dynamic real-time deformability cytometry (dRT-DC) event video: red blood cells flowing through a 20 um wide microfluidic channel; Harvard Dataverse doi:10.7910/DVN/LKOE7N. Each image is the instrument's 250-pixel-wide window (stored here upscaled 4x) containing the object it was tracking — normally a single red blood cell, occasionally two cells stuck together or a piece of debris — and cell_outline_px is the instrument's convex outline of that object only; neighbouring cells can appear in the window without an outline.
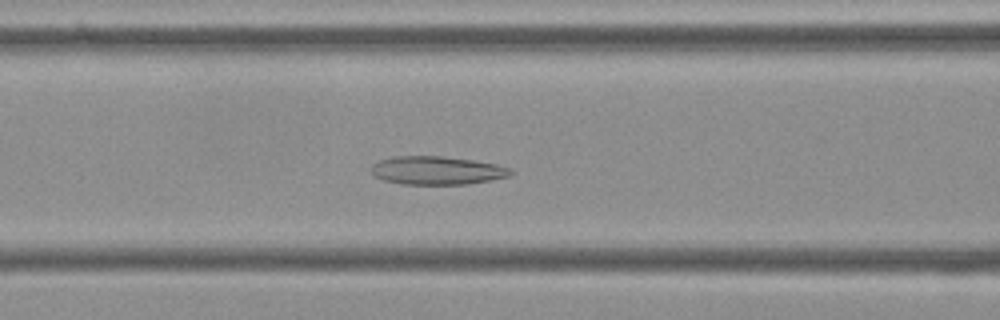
{"species": "Egyptian fruit bat (a non-hibernating species)", "species_latin": "Rousettus aegyptiacus", "temperature_condition": "cold", "stored_images_in_passage": 55, "camera_frame_rate_fps": 3000, "um_per_image_px": 0.085, "frame": {"image": 1, "passage_image": 22, "time_ms": 7.0, "image_size_px": [1000, 320], "cell_outline_px": [[516, 172], [508, 176], [468, 184], [400, 184], [384, 180], [376, 176], [372, 172], [372, 164], [380, 160], [396, 156], [444, 156], [472, 160], [496, 164], [512, 168]], "centroid_in_image_um": [37.17, 14.48], "position_along_channel_um": 129.4, "area_um2": 22.95}}
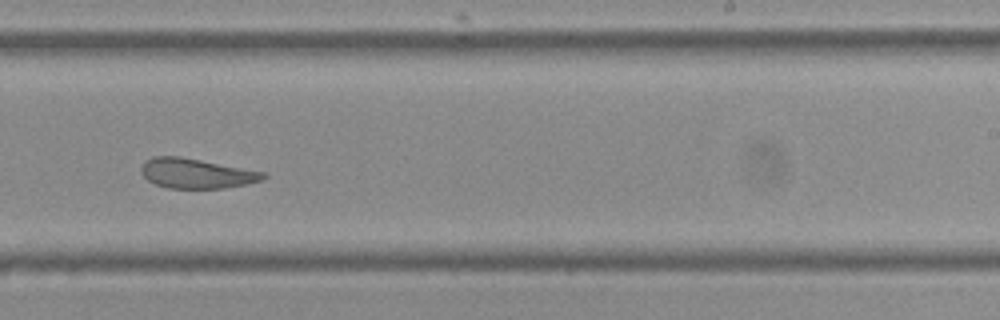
{"frame": {"image": 2, "passage_image": 34, "time_ms": 11.0, "image_size_px": [1000, 320], "cell_outline_px": [[268, 176], [264, 180], [224, 188], [168, 188], [156, 184], [148, 180], [140, 172], [140, 168], [144, 160], [152, 156], [180, 156], [268, 172]], "centroid_in_image_um": [16.71, 14.72], "position_along_channel_um": 272.3, "area_um2": 21.5}}
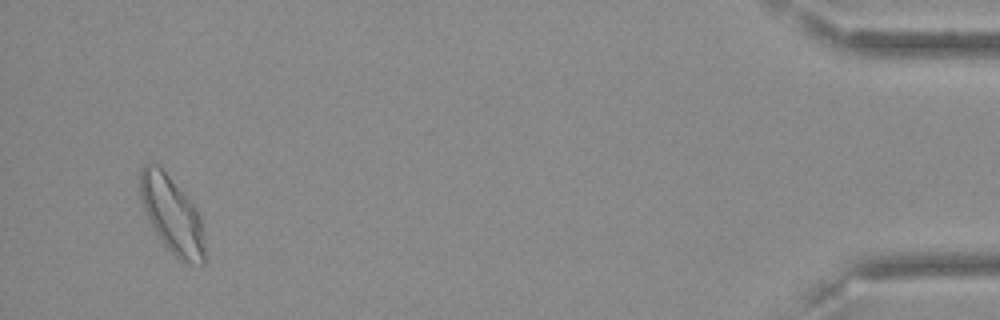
{"frame": {"image": 3, "passage_image": 53, "time_ms": 17.333, "image_size_px": [1000, 320], "cell_outline_px": [[204, 264], [200, 264], [180, 260], [164, 244], [148, 220], [140, 200], [140, 168], [144, 164], [156, 164], [168, 176], [196, 208], [200, 216], [204, 232]], "centroid_in_image_um": [14.61, 18.26], "position_along_channel_um": 420.6, "area_um2": 28.38}, "authors_computed_cell_mechanics": {"area_um2": 24.565, "velocity_mm_per_s": 3.5756, "shape_relaxation_time_tau1_ms": null, "shape_relaxation_time_tau2_ms": 2.6031, "deformation_change_tau1": null, "deformation_change_tau2": 0.1055}}